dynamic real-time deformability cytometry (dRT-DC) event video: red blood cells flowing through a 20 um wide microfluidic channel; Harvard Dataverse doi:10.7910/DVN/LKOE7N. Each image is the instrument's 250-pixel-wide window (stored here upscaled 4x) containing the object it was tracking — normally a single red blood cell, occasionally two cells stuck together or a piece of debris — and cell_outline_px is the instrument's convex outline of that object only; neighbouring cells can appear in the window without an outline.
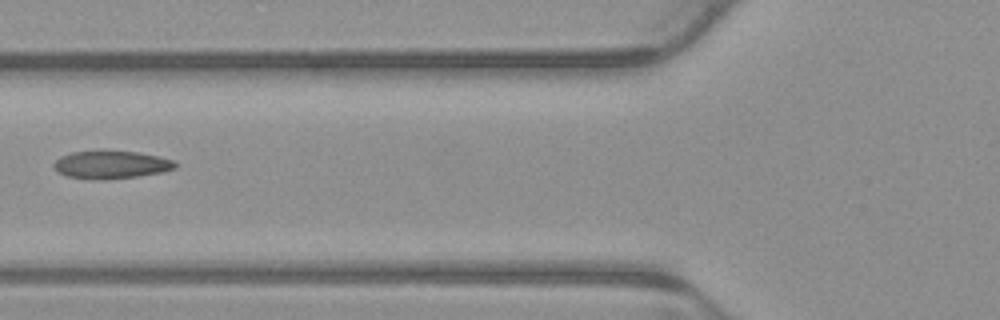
{"species": "common noctule bat (a hibernating species)", "species_latin": "Nyctalus noctula", "temperature_condition": "warm", "stored_images_in_passage": 3, "camera_frame_rate_fps": 3000, "um_per_image_px": 0.085, "animal": {"sex": "male", "body_mass_g": 23.1, "forearm_length_mm": 52.7}, "frame": {"image": 1, "passage_image": 3, "time_ms": 0.667, "image_size_px": [1000, 320], "cell_outline_px": [[176, 168], [160, 172], [136, 176], [104, 180], [92, 180], [68, 176], [56, 172], [52, 168], [52, 164], [60, 156], [72, 152], [140, 152], [160, 156], [172, 160], [176, 164]], "centroid_in_image_um": [9.4, 14.02], "position_along_channel_um": 116.4, "area_um2": 19.54}}